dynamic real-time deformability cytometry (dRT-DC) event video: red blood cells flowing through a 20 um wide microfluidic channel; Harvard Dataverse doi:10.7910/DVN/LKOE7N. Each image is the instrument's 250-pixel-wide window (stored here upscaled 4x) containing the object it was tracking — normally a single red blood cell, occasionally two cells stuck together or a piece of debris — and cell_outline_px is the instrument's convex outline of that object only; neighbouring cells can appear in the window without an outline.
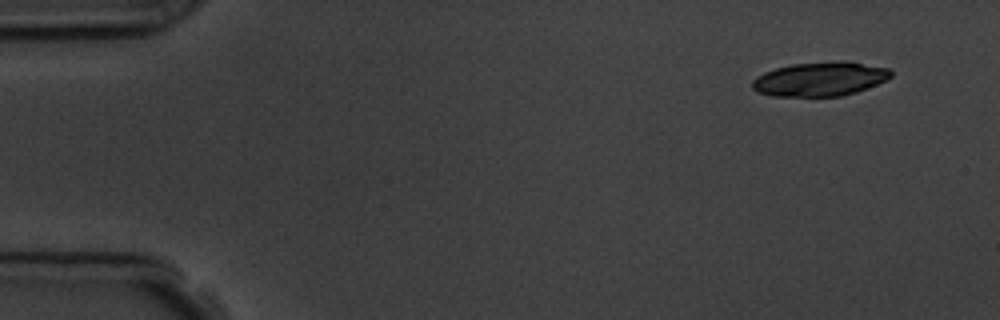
{"species": "common noctule bat (a hibernating species)", "species_latin": "Nyctalus noctula", "temperature_condition": "room temperature", "stored_images_in_passage": 5, "camera_frame_rate_fps": 3000, "um_per_image_px": 0.085, "animal": {"sex": "male", "body_mass_g": 19.5, "forearm_length_mm": 54.6}, "frame": {"image": 1, "passage_image": 1, "time_ms": 0.0, "image_size_px": [1000, 320], "cell_outline_px": [[892, 76], [888, 80], [856, 92], [840, 96], [772, 96], [756, 92], [752, 88], [752, 80], [756, 76], [764, 72], [776, 68], [792, 64], [844, 60], [888, 68], [892, 72]], "centroid_in_image_um": [69.7, 6.71], "position_along_channel_um": 15.3, "area_um2": 27.74}}